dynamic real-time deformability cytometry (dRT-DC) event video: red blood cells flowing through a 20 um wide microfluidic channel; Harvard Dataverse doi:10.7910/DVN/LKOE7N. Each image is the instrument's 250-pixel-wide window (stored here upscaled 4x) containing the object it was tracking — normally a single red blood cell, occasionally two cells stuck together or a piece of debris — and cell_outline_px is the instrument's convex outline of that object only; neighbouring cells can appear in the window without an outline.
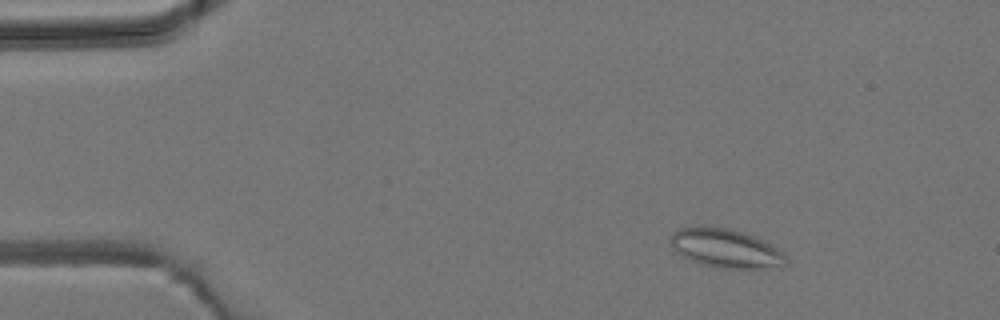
{"species": "common noctule bat (a hibernating species)", "species_latin": "Nyctalus noctula", "temperature_condition": "room temperature", "stored_images_in_passage": 4, "camera_frame_rate_fps": 3000, "um_per_image_px": 0.085, "animal": {"sex": "male", "body_mass_g": 19.2, "forearm_length_mm": 51.8}, "frame": {"image": 1, "passage_image": 2, "time_ms": 1.333, "image_size_px": [1000, 320], "cell_outline_px": [[788, 264], [760, 268], [724, 268], [700, 264], [684, 256], [672, 244], [672, 232], [676, 228], [728, 228], [744, 232], [756, 236], [772, 244], [784, 252], [788, 256]], "centroid_in_image_um": [61.79, 21.11], "position_along_channel_um": 23.2, "area_um2": 25.61}}